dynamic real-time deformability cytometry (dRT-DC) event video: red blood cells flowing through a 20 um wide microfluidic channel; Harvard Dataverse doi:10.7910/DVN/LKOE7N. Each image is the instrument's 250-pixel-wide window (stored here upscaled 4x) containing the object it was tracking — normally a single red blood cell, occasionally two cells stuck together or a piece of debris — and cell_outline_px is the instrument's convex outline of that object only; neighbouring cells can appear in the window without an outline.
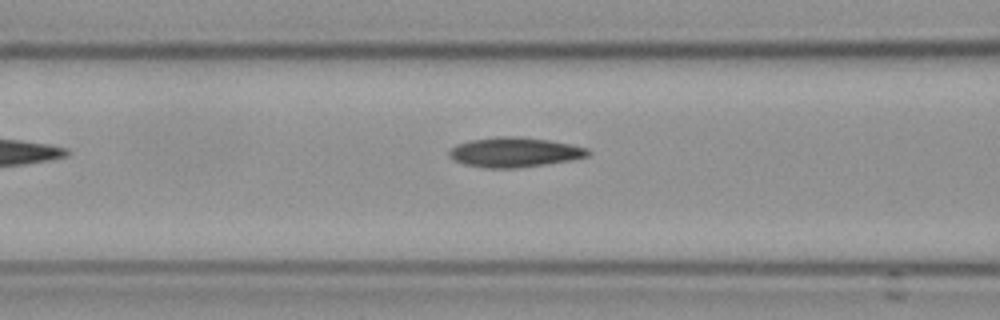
{"species": "Egyptian fruit bat (a non-hibernating species)", "species_latin": "Rousettus aegyptiacus", "temperature_condition": "cold", "stored_images_in_passage": 5, "camera_frame_rate_fps": 3000, "um_per_image_px": 0.085, "frame": {"image": 1, "passage_image": 5, "time_ms": 1.333, "image_size_px": [1000, 320], "cell_outline_px": [[592, 152], [588, 156], [572, 160], [516, 168], [484, 168], [464, 164], [448, 156], [448, 152], [456, 144], [472, 140], [496, 136], [516, 136], [548, 140], [572, 144], [588, 148]], "centroid_in_image_um": [43.76, 12.94], "position_along_channel_um": 122.8, "area_um2": 24.1}}